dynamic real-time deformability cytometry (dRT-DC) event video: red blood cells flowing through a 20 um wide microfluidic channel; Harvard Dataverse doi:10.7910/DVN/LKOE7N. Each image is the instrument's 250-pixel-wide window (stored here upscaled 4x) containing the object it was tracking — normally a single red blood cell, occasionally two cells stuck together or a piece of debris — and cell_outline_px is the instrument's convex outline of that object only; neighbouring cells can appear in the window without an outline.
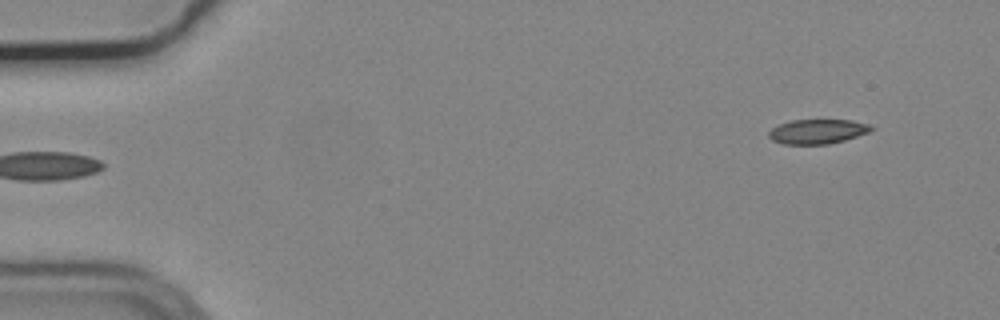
{"species": "common noctule bat (a hibernating species)", "species_latin": "Nyctalus noctula", "temperature_condition": "cold", "stored_images_in_passage": 2, "camera_frame_rate_fps": 3000, "um_per_image_px": 0.085, "animal": {"sex": "male", "body_mass_g": 19.2, "forearm_length_mm": 51.8}, "frame": {"image": 1, "passage_image": 2, "time_ms": 0.333, "image_size_px": [1000, 320], "cell_outline_px": [[876, 128], [868, 132], [844, 140], [828, 144], [784, 144], [772, 140], [768, 136], [768, 132], [772, 128], [780, 124], [792, 120], [852, 120], [868, 124]], "centroid_in_image_um": [69.48, 11.17], "position_along_channel_um": 15.5, "area_um2": 14.57}}